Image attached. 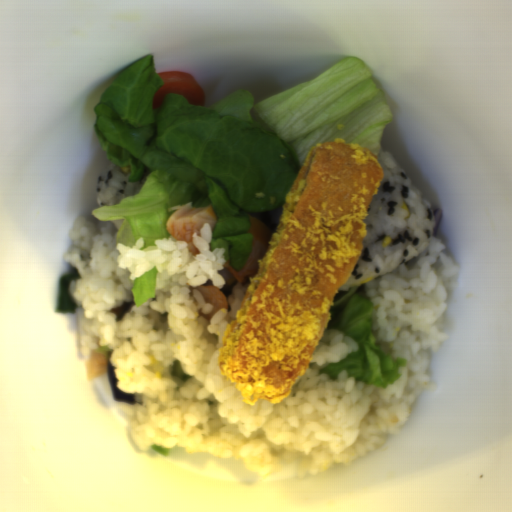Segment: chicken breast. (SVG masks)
<instances>
[{
  "mask_svg": "<svg viewBox=\"0 0 512 512\" xmlns=\"http://www.w3.org/2000/svg\"><path fill=\"white\" fill-rule=\"evenodd\" d=\"M195 289L202 294L206 304H211L213 306L210 313L204 314L201 309L198 311V315L202 316L207 321L213 318L218 310L229 309V303L224 293L220 288L215 287L212 279H208L202 285L196 286Z\"/></svg>",
  "mask_w": 512,
  "mask_h": 512,
  "instance_id": "3",
  "label": "chicken breast"
},
{
  "mask_svg": "<svg viewBox=\"0 0 512 512\" xmlns=\"http://www.w3.org/2000/svg\"><path fill=\"white\" fill-rule=\"evenodd\" d=\"M249 219L250 224L247 234L252 235V248L243 269L234 271L229 261L225 259L224 266L219 271L228 285L232 283L253 282L273 242L274 234L267 224L251 216H249Z\"/></svg>",
  "mask_w": 512,
  "mask_h": 512,
  "instance_id": "2",
  "label": "chicken breast"
},
{
  "mask_svg": "<svg viewBox=\"0 0 512 512\" xmlns=\"http://www.w3.org/2000/svg\"><path fill=\"white\" fill-rule=\"evenodd\" d=\"M170 212L172 213L165 224L169 236L175 240L186 241L190 254L198 255L201 251L194 245L193 235L198 233L205 224L210 225L211 235H213L218 218L212 205L193 207L190 202L172 206Z\"/></svg>",
  "mask_w": 512,
  "mask_h": 512,
  "instance_id": "1",
  "label": "chicken breast"
},
{
  "mask_svg": "<svg viewBox=\"0 0 512 512\" xmlns=\"http://www.w3.org/2000/svg\"><path fill=\"white\" fill-rule=\"evenodd\" d=\"M112 355L110 347L101 345L89 352L85 363V376L88 380H95L108 371L107 362Z\"/></svg>",
  "mask_w": 512,
  "mask_h": 512,
  "instance_id": "4",
  "label": "chicken breast"
}]
</instances>
